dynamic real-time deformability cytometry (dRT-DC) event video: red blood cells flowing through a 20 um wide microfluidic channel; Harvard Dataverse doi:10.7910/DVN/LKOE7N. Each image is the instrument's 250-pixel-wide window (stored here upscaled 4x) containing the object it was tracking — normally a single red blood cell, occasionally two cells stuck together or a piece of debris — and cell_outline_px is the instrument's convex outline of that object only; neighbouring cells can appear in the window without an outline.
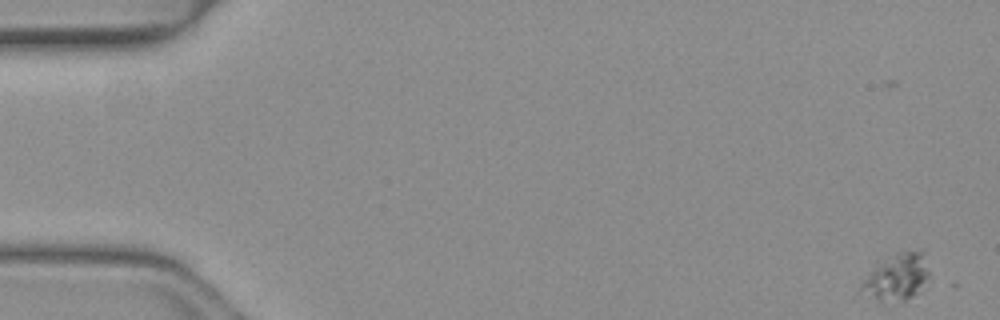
{"species": "common noctule bat (a hibernating species)", "species_latin": "Nyctalus noctula", "temperature_condition": "warm", "stored_images_in_passage": 3, "camera_frame_rate_fps": 3000, "um_per_image_px": 0.085, "animal": {"sex": "female", "body_mass_g": 19.3, "forearm_length_mm": 54.1}, "frame": {"image": 1, "passage_image": 1, "time_ms": 0.0, "image_size_px": [1000, 320], "cell_outline_px": [[928, 276], [920, 292], [904, 300], [880, 300], [872, 296], [860, 288], [860, 284], [876, 268], [900, 252], [924, 248], [928, 272]], "centroid_in_image_um": [76.35, 23.52], "position_along_channel_um": 8.7, "area_um2": 17.34}}